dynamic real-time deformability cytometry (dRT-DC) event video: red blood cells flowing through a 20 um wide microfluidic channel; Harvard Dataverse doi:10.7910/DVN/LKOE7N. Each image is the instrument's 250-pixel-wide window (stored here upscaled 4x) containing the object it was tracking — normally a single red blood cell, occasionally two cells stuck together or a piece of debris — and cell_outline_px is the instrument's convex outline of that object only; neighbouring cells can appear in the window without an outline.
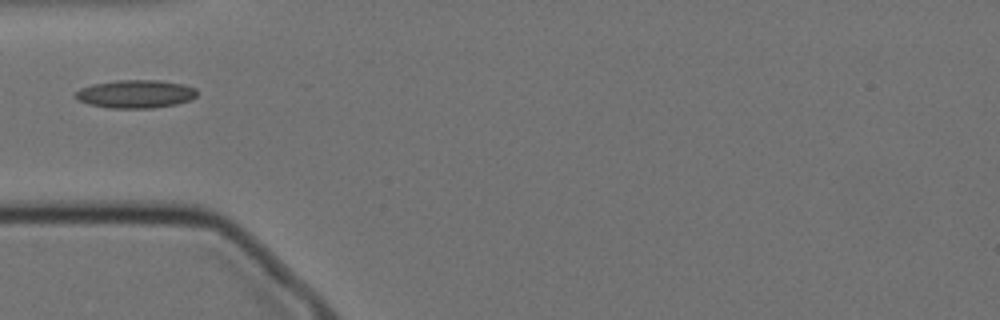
{"species": "Egyptian fruit bat (a non-hibernating species)", "species_latin": "Rousettus aegyptiacus", "temperature_condition": "cold", "stored_images_in_passage": 38, "camera_frame_rate_fps": 3000, "um_per_image_px": 0.085, "animal": {"sex": "female"}, "frame": {"image": 1, "passage_image": 1, "time_ms": 0.0, "image_size_px": [1000, 320], "cell_outline_px": [[196, 96], [188, 100], [176, 104], [152, 108], [112, 108], [88, 104], [80, 100], [76, 96], [76, 92], [80, 88], [92, 84], [116, 80], [156, 80], [184, 84], [196, 88]], "centroid_in_image_um": [11.53, 7.98], "position_along_channel_um": 73.5, "area_um2": 19.77}}
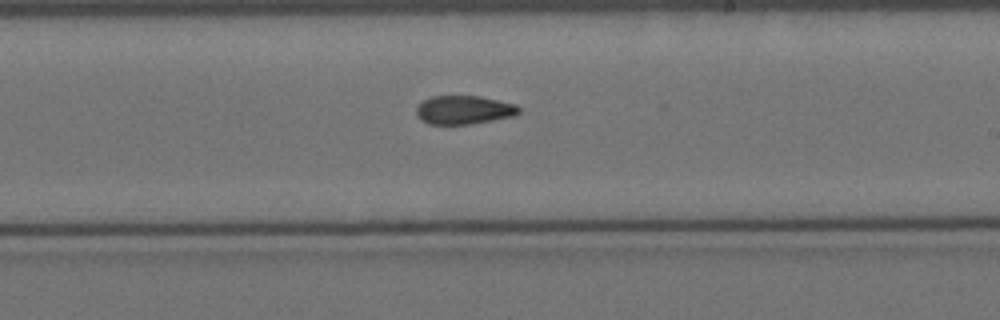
{"frame": {"image": 2, "passage_image": 16, "time_ms": 5.0, "image_size_px": [1000, 320], "cell_outline_px": [[520, 112], [516, 116], [472, 124], [428, 124], [420, 120], [416, 116], [416, 108], [424, 100], [432, 96], [480, 96], [516, 104], [520, 108]], "centroid_in_image_um": [39.45, 9.35], "position_along_channel_um": 249.6, "area_um2": 17.28}}
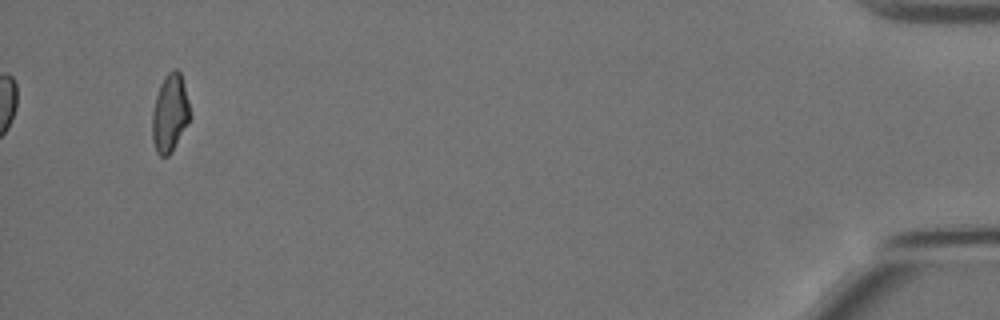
{"frame": {"image": 3, "passage_image": 38, "time_ms": 12.333, "image_size_px": [1000, 320], "cell_outline_px": [[188, 124], [172, 152], [168, 156], [160, 156], [156, 152], [152, 140], [152, 112], [156, 96], [160, 84], [164, 76], [172, 68], [176, 68], [180, 72], [188, 100]], "centroid_in_image_um": [14.41, 9.63], "position_along_channel_um": 420.8, "area_um2": 17.05}}